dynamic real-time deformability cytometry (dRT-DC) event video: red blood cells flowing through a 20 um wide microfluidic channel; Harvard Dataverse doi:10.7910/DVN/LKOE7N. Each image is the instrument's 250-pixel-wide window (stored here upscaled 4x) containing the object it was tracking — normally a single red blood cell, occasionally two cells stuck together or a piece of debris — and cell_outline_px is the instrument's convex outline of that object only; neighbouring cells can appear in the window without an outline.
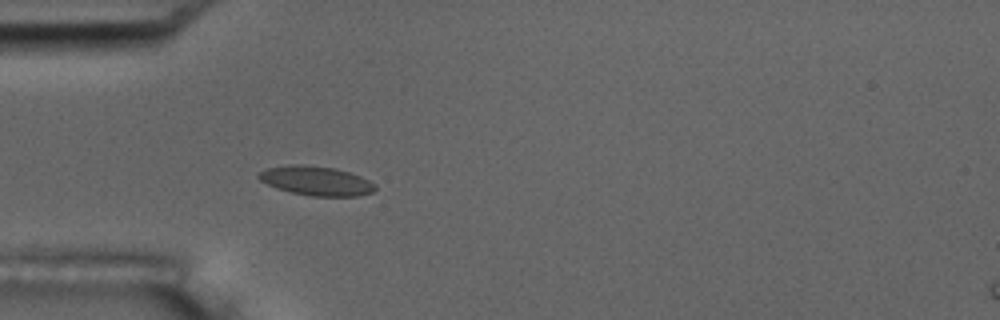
{"species": "common noctule bat (a hibernating species)", "species_latin": "Nyctalus noctula", "temperature_condition": "room temperature", "stored_images_in_passage": 56, "camera_frame_rate_fps": 3000, "um_per_image_px": 0.085, "animal": {"sex": "male", "body_mass_g": 17.5, "forearm_length_mm": 52.3}, "frame": {"image": 1, "passage_image": 17, "time_ms": 5.333, "image_size_px": [1000, 320], "cell_outline_px": [[376, 188], [372, 192], [360, 196], [312, 196], [292, 192], [276, 188], [260, 180], [256, 176], [260, 172], [268, 168], [292, 164], [300, 164], [332, 168], [348, 172], [360, 176], [376, 184]], "centroid_in_image_um": [26.88, 15.37], "position_along_channel_um": 58.1, "area_um2": 19.65}, "authors_computed_cell_mechanics": {"area_um2": 18.7561, "velocity_mm_per_s": 3.5873, "shape_relaxation_time_tau1_ms": 4.2946, "shape_relaxation_time_tau2_ms": null, "deformation_change_tau1": 0.0949, "deformation_change_tau2": null}}